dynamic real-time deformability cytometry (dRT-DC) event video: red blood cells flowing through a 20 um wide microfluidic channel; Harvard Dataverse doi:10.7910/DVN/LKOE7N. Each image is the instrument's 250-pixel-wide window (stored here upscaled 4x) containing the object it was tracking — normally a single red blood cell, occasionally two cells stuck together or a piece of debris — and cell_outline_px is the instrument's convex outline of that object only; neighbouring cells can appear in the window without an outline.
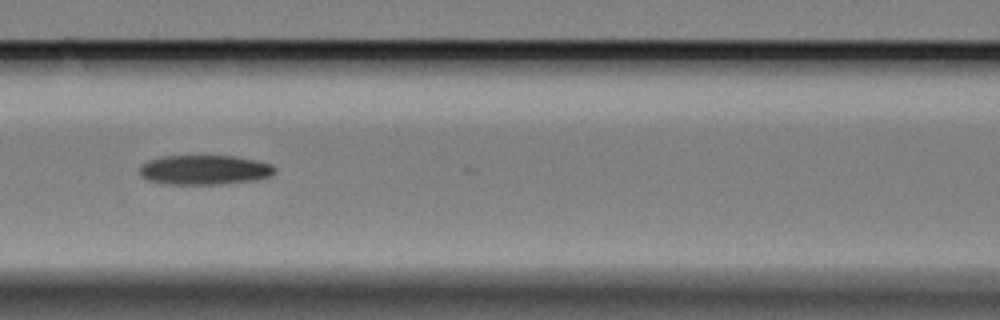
{"species": "Egyptian fruit bat (a non-hibernating species)", "species_latin": "Rousettus aegyptiacus", "temperature_condition": "cold", "stored_images_in_passage": 21, "camera_frame_rate_fps": 3000, "um_per_image_px": 0.085, "animal": {"sex": "female"}, "frame": {"image": 1, "passage_image": 10, "time_ms": 3.0, "image_size_px": [1000, 320], "cell_outline_px": [[276, 172], [272, 176], [256, 180], [220, 184], [164, 184], [148, 180], [140, 176], [140, 168], [148, 160], [160, 156], [232, 156], [256, 160], [272, 164], [276, 168]], "centroid_in_image_um": [17.41, 14.44], "position_along_channel_um": 149.2, "area_um2": 23.47}}